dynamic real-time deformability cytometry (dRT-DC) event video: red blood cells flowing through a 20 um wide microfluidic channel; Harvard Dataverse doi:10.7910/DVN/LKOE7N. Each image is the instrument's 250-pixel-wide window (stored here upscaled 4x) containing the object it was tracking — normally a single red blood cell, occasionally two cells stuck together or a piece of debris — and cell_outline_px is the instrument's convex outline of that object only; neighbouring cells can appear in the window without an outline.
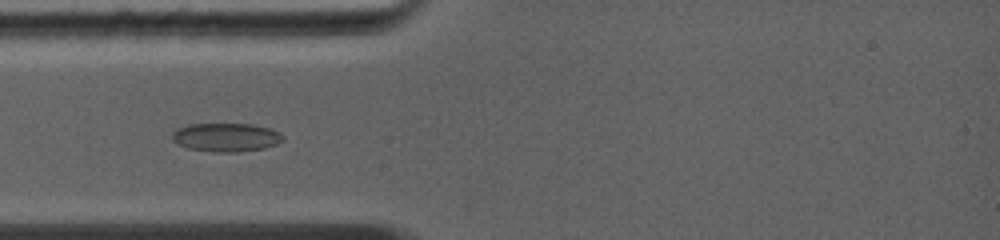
{"species": "common noctule bat (a hibernating species)", "species_latin": "Nyctalus noctula", "temperature_condition": "warm", "stored_images_in_passage": 32, "camera_frame_rate_fps": 5000, "um_per_image_px": 0.085, "animal": {"sex": "female", "body_mass_g": 19.0, "forearm_length_mm": 56.7}, "frame": {"image": 1, "passage_image": 11, "time_ms": 2.8, "image_size_px": [1000, 240], "cell_outline_px": [[284, 140], [276, 144], [264, 148], [240, 152], [212, 152], [188, 148], [176, 144], [172, 140], [172, 132], [176, 128], [188, 124], [252, 124], [268, 128], [280, 132], [284, 136]], "centroid_in_image_um": [19.19, 11.67], "position_along_channel_um": 65.8, "area_um2": 18.67}}
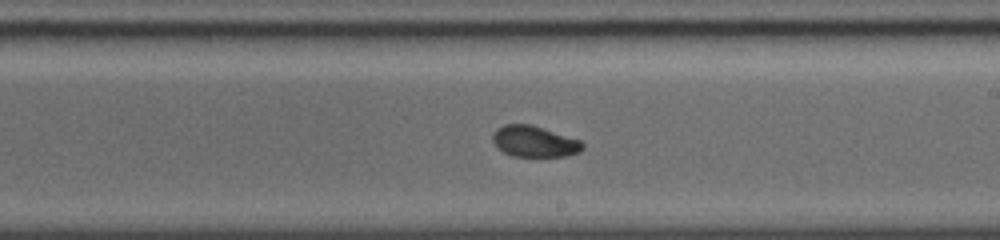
{"frame": {"image": 2, "passage_image": 20, "time_ms": 6.8, "image_size_px": [1000, 240], "cell_outline_px": [[584, 148], [580, 152], [568, 156], [512, 156], [496, 148], [492, 140], [492, 132], [496, 128], [504, 124], [532, 124], [580, 140], [584, 144]], "centroid_in_image_um": [45.4, 12.02], "position_along_channel_um": 243.6, "area_um2": 16.53}}
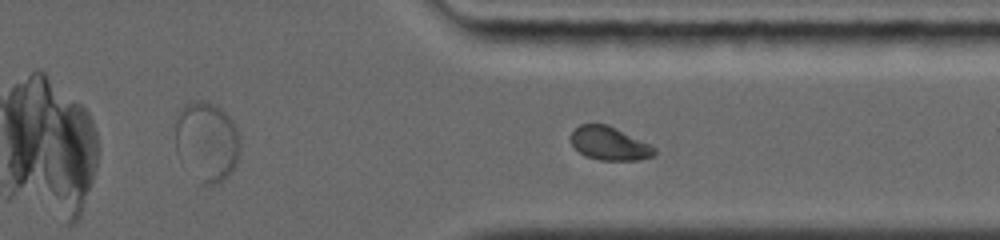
{"frame": {"image": 3, "passage_image": 26, "time_ms": 9.4, "image_size_px": [1000, 240], "cell_outline_px": [[656, 152], [652, 156], [640, 160], [600, 160], [584, 156], [572, 144], [572, 132], [580, 124], [608, 124], [656, 148]], "centroid_in_image_um": [51.8, 12.2], "position_along_channel_um": 359.6, "area_um2": 16.01}, "authors_computed_cell_mechanics": {"area_um2": 17.2822, "velocity_mm_per_s": 4.4398, "shape_relaxation_time_tau1_ms": 11.258, "shape_relaxation_time_tau2_ms": 1.2951, "deformation_change_tau1": 0.2627, "deformation_change_tau2": 0.0368}}